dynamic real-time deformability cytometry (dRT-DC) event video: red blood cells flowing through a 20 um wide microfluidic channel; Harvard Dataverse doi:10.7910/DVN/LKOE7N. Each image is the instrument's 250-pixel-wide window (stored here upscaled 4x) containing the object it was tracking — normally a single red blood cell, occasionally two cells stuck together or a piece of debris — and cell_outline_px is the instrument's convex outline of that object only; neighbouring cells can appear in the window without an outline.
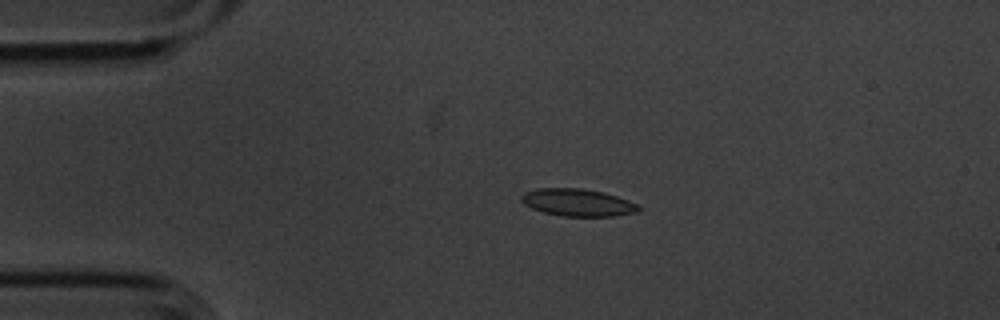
{"species": "common noctule bat (a hibernating species)", "species_latin": "Nyctalus noctula", "temperature_condition": "cold", "stored_images_in_passage": 4, "camera_frame_rate_fps": 3000, "um_per_image_px": 0.085, "animal": {"sex": "male", "body_mass_g": 20.1, "forearm_length_mm": 53.5}, "frame": {"image": 1, "passage_image": 3, "time_ms": 0.667, "image_size_px": [1000, 320], "cell_outline_px": [[640, 212], [616, 216], [564, 216], [544, 212], [532, 208], [524, 204], [520, 200], [520, 196], [524, 192], [540, 188], [580, 188], [604, 192], [640, 204]], "centroid_in_image_um": [49.14, 17.21], "position_along_channel_um": 35.9, "area_um2": 18.79}}